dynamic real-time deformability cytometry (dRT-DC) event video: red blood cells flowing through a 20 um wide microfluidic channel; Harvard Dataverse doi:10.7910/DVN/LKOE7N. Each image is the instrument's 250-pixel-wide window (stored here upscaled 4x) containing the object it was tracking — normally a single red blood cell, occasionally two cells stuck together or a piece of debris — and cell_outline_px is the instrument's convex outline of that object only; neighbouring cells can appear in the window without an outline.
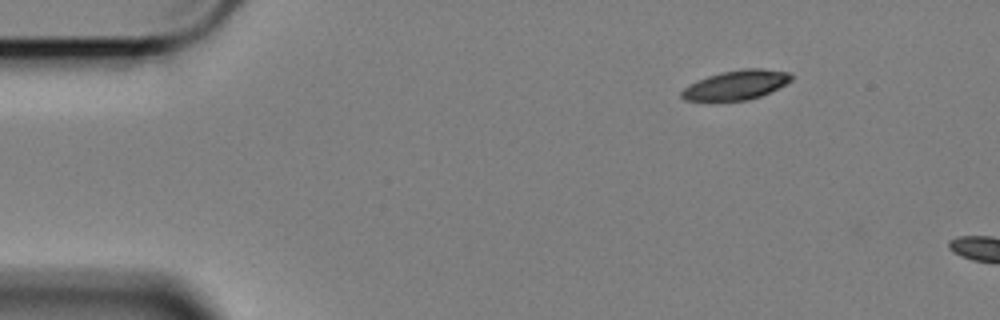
{"species": "Egyptian fruit bat (a non-hibernating species)", "species_latin": "Rousettus aegyptiacus", "temperature_condition": "cold", "stored_images_in_passage": 4, "camera_frame_rate_fps": 3000, "um_per_image_px": 0.085, "animal": {"sex": "female"}, "frame": {"image": 1, "passage_image": 1, "time_ms": 0.0, "image_size_px": [1000, 320], "cell_outline_px": [[792, 80], [760, 96], [748, 100], [684, 100], [680, 96], [680, 92], [688, 84], [696, 80], [720, 72], [744, 68], [764, 68], [792, 72]], "centroid_in_image_um": [62.56, 7.2], "position_along_channel_um": 22.4, "area_um2": 18.79}}